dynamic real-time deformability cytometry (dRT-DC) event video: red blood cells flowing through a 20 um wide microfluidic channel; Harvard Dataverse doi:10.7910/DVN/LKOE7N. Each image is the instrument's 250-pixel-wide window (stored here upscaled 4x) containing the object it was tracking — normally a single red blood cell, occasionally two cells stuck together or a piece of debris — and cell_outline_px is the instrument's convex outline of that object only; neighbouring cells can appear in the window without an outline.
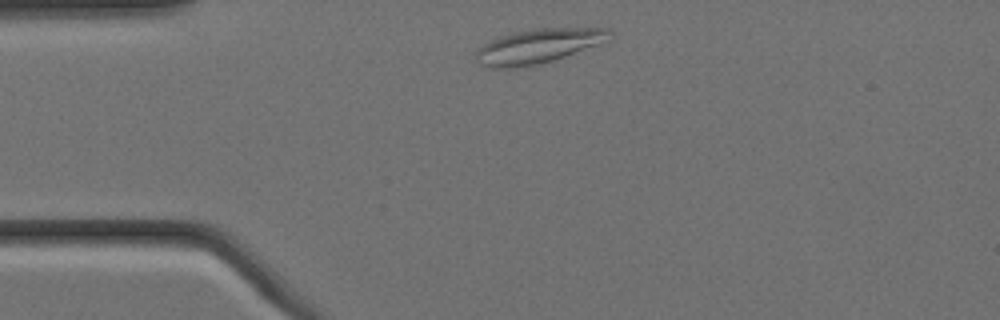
{"species": "Egyptian fruit bat (a non-hibernating species)", "species_latin": "Rousettus aegyptiacus", "temperature_condition": "cold", "stored_images_in_passage": 2, "camera_frame_rate_fps": 3000, "um_per_image_px": 0.085, "animal": {"sex": "female"}, "frame": {"image": 1, "passage_image": 1, "time_ms": 0.0, "image_size_px": [1000, 320], "cell_outline_px": [[616, 40], [552, 60], [536, 64], [516, 68], [488, 68], [480, 64], [476, 60], [476, 52], [484, 44], [492, 40], [516, 32], [536, 28], [608, 28], [616, 32]], "centroid_in_image_um": [45.92, 3.91], "position_along_channel_um": 39.1, "area_um2": 27.11}}